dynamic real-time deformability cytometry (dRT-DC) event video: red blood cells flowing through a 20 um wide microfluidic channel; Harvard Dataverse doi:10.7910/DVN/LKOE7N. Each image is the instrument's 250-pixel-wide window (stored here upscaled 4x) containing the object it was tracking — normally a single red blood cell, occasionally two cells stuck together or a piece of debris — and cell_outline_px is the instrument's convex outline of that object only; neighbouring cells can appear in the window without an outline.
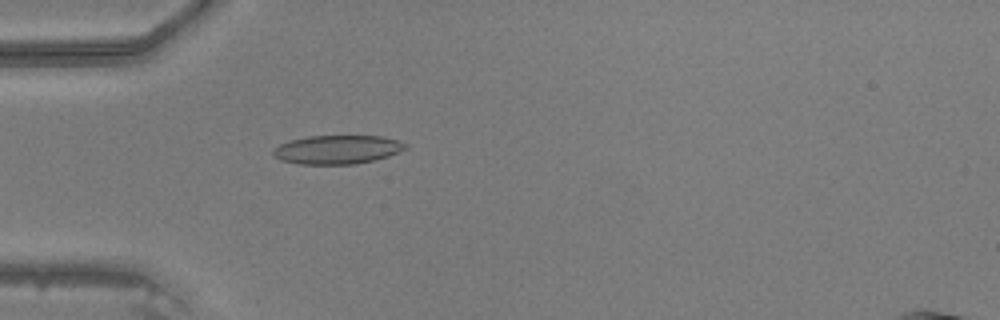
{"species": "common noctule bat (a hibernating species)", "species_latin": "Nyctalus noctula", "temperature_condition": "warm", "stored_images_in_passage": 36, "camera_frame_rate_fps": 3000, "um_per_image_px": 0.085, "animal": {"sex": "male", "body_mass_g": 20.5, "forearm_length_mm": 52.5}, "frame": {"image": 1, "passage_image": 3, "time_ms": 0.667, "image_size_px": [1000, 320], "cell_outline_px": [[408, 148], [388, 156], [356, 164], [300, 164], [280, 160], [272, 152], [280, 144], [292, 140], [308, 136], [380, 136], [396, 140], [408, 144]], "centroid_in_image_um": [28.69, 12.71], "position_along_channel_um": 56.3, "area_um2": 21.91}}
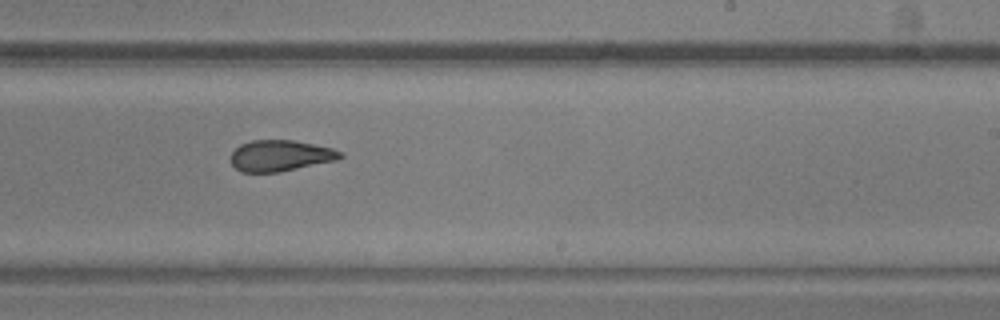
{"frame": {"image": 2, "passage_image": 18, "time_ms": 5.667, "image_size_px": [1000, 320], "cell_outline_px": [[344, 156], [336, 160], [280, 172], [240, 172], [232, 164], [232, 152], [240, 144], [252, 140], [296, 140], [332, 148], [344, 152]], "centroid_in_image_um": [23.86, 13.23], "position_along_channel_um": 265.1, "area_um2": 19.88}}
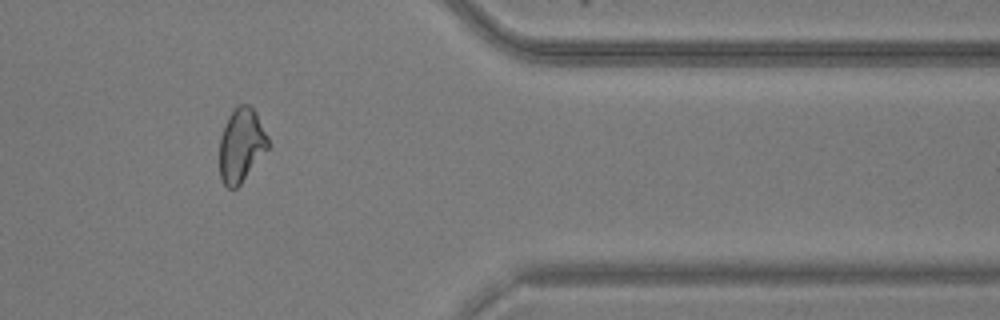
{"frame": {"image": 3, "passage_image": 28, "time_ms": 9.0, "image_size_px": [1000, 320], "cell_outline_px": [[268, 148], [240, 184], [236, 188], [228, 188], [224, 184], [220, 176], [220, 136], [224, 124], [228, 116], [240, 104], [248, 104], [256, 112], [268, 136]], "centroid_in_image_um": [20.5, 12.32], "position_along_channel_um": 390.9, "area_um2": 20.63}}